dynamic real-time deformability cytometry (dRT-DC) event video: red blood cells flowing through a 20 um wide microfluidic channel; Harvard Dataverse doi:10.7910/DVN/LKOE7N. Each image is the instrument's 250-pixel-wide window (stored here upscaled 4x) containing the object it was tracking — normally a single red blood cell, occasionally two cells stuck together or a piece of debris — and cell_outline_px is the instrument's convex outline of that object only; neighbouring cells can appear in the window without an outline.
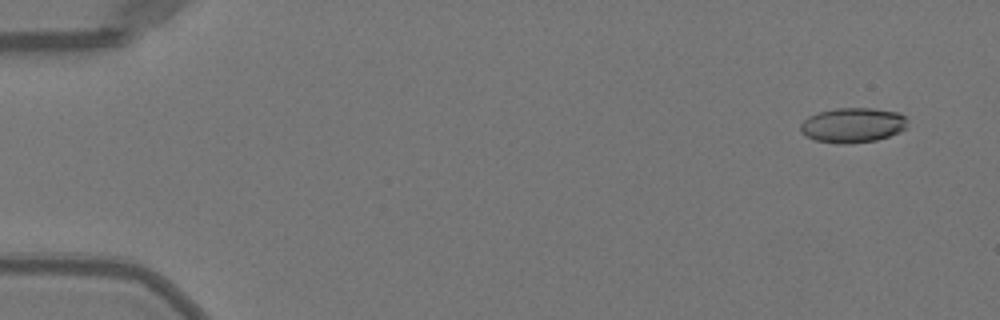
{"species": "Egyptian fruit bat (a non-hibernating species)", "species_latin": "Rousettus aegyptiacus", "temperature_condition": "warm", "stored_images_in_passage": 8, "camera_frame_rate_fps": 3000, "um_per_image_px": 0.085, "animal": {"sex": "female"}, "frame": {"image": 1, "passage_image": 2, "time_ms": 0.333, "image_size_px": [1000, 320], "cell_outline_px": [[908, 128], [900, 132], [876, 140], [848, 144], [836, 144], [816, 140], [800, 132], [800, 124], [808, 116], [820, 112], [836, 108], [872, 108], [900, 112], [908, 120]], "centroid_in_image_um": [72.52, 10.64], "position_along_channel_um": 12.5, "area_um2": 21.96}}